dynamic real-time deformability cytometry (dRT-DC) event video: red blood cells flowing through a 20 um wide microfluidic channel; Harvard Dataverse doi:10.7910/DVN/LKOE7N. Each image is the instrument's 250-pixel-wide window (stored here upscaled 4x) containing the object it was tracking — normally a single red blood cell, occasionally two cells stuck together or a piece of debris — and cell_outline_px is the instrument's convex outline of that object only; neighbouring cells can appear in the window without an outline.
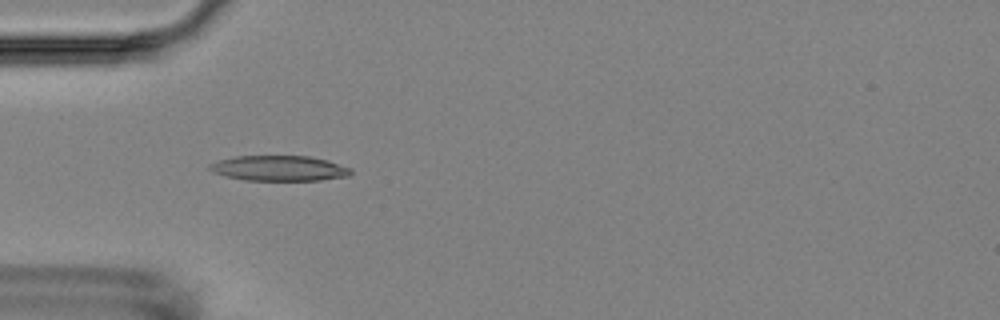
{"species": "Egyptian fruit bat (a non-hibernating species)", "species_latin": "Rousettus aegyptiacus", "temperature_condition": "room temperature", "stored_images_in_passage": 4, "camera_frame_rate_fps": 3000, "um_per_image_px": 0.085, "animal": {"sex": "female"}, "frame": {"image": 1, "passage_image": 4, "time_ms": 3.667, "image_size_px": [1000, 320], "cell_outline_px": [[352, 172], [348, 176], [320, 180], [244, 180], [224, 176], [212, 172], [208, 168], [208, 164], [220, 160], [236, 156], [308, 156], [328, 160], [352, 168]], "centroid_in_image_um": [23.72, 14.3], "position_along_channel_um": 61.3, "area_um2": 20.87}}